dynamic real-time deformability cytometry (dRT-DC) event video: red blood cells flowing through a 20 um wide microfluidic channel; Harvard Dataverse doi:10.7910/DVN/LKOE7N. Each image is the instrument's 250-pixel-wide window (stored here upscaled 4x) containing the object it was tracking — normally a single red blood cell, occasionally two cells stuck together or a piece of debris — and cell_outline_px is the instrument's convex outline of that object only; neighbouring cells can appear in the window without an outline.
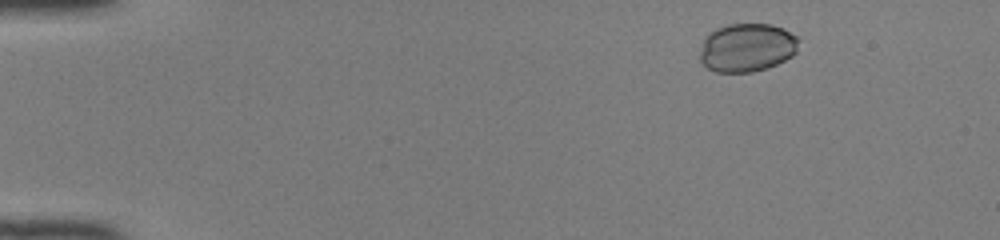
{"species": "common noctule bat (a hibernating species)", "species_latin": "Nyctalus noctula", "temperature_condition": "room temperature", "stored_images_in_passage": 44, "camera_frame_rate_fps": 3000, "um_per_image_px": 0.085, "animal": {"sex": "female", "body_mass_g": 22.0, "forearm_length_mm": 56.7}, "frame": {"image": 1, "passage_image": 1, "time_ms": 0.0, "image_size_px": [1000, 240], "cell_outline_px": [[800, 40], [796, 52], [792, 56], [776, 64], [752, 72], [716, 72], [708, 68], [700, 60], [700, 52], [704, 36], [708, 32], [716, 28], [728, 24], [772, 24], [796, 36]], "centroid_in_image_um": [63.46, 4.03], "position_along_channel_um": 21.5, "area_um2": 27.92}}
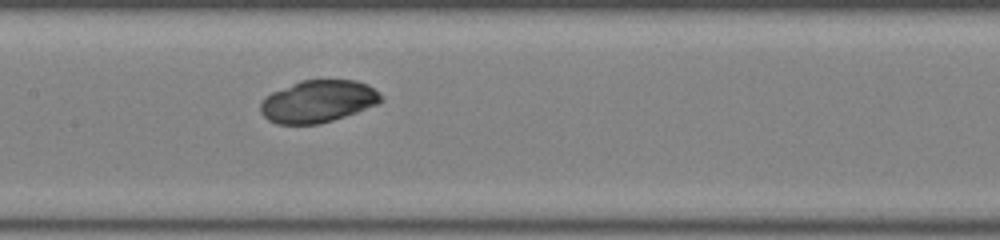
{"frame": {"image": 2, "passage_image": 20, "time_ms": 6.333, "image_size_px": [1000, 240], "cell_outline_px": [[384, 100], [376, 104], [356, 112], [320, 124], [276, 124], [268, 120], [260, 112], [260, 104], [264, 96], [272, 92], [300, 80], [356, 80], [368, 84], [380, 92]], "centroid_in_image_um": [27.02, 8.61], "position_along_channel_um": 180.4, "area_um2": 29.77}}
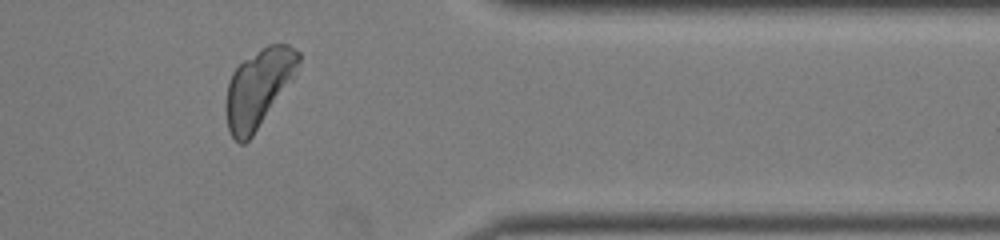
{"frame": {"image": 3, "passage_image": 36, "time_ms": 11.667, "image_size_px": [1000, 240], "cell_outline_px": [[300, 60], [292, 80], [252, 136], [244, 144], [240, 144], [232, 136], [228, 128], [224, 108], [224, 104], [228, 80], [232, 72], [244, 60], [268, 44], [288, 44], [300, 52]], "centroid_in_image_um": [21.94, 7.48], "position_along_channel_um": 389.5, "area_um2": 32.71}}